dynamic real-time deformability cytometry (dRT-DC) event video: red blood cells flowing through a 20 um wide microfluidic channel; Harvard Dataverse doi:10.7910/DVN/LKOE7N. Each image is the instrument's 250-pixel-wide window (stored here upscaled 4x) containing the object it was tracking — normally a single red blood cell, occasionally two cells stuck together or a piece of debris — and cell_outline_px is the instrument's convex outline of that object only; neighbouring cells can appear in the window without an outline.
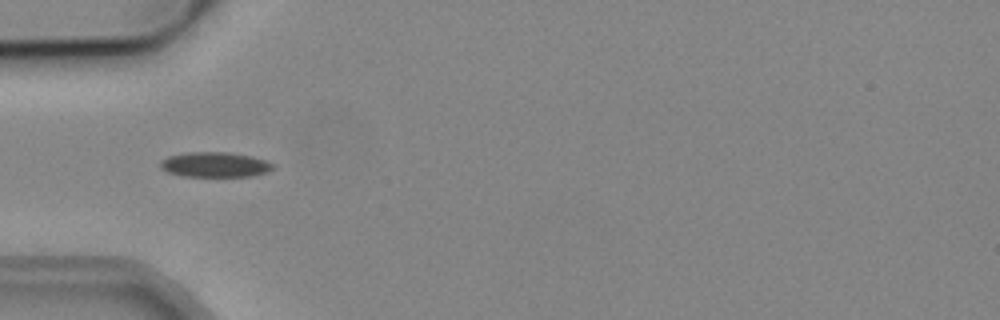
{"species": "common noctule bat (a hibernating species)", "species_latin": "Nyctalus noctula", "temperature_condition": "cold", "stored_images_in_passage": 44, "camera_frame_rate_fps": 3000, "um_per_image_px": 0.085, "animal": {"sex": "male", "body_mass_g": 19.2, "forearm_length_mm": 51.8}, "frame": {"image": 1, "passage_image": 8, "time_ms": 2.333, "image_size_px": [1000, 320], "cell_outline_px": [[276, 168], [268, 172], [252, 176], [184, 176], [168, 172], [160, 168], [160, 160], [168, 156], [188, 152], [228, 152], [252, 156], [276, 164]], "centroid_in_image_um": [18.3, 13.99], "position_along_channel_um": 66.7, "area_um2": 16.59}}
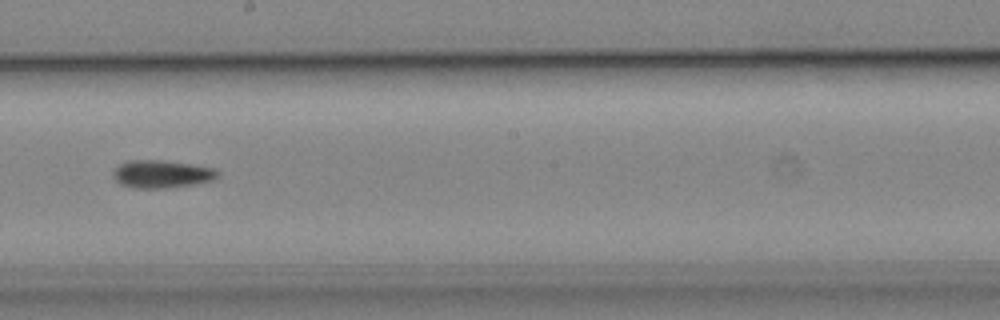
{"frame": {"image": 2, "passage_image": 21, "time_ms": 6.667, "image_size_px": [1000, 320], "cell_outline_px": [[220, 176], [212, 180], [192, 184], [160, 188], [136, 188], [120, 184], [112, 176], [112, 172], [120, 164], [128, 160], [164, 160], [192, 164], [212, 168], [220, 172]], "centroid_in_image_um": [13.73, 14.78], "position_along_channel_um": 234.5, "area_um2": 16.82}}
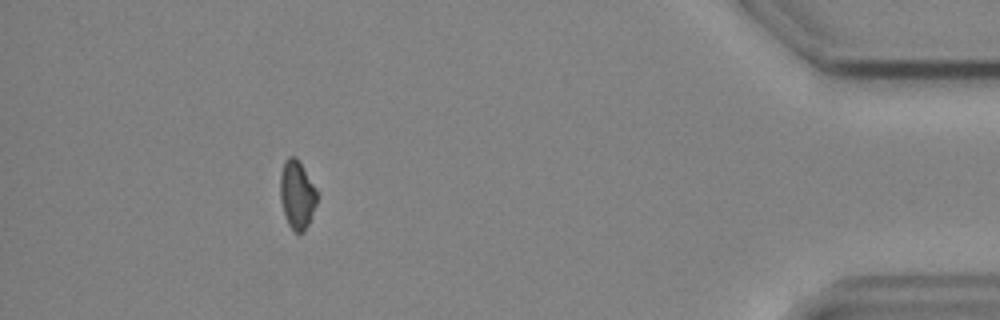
{"frame": {"image": 3, "passage_image": 39, "time_ms": 12.667, "image_size_px": [1000, 320], "cell_outline_px": [[320, 192], [316, 204], [308, 224], [304, 232], [296, 232], [288, 224], [280, 200], [280, 176], [284, 160], [288, 156], [296, 156]], "centroid_in_image_um": [25.27, 16.5], "position_along_channel_um": 409.9, "area_um2": 14.91}}